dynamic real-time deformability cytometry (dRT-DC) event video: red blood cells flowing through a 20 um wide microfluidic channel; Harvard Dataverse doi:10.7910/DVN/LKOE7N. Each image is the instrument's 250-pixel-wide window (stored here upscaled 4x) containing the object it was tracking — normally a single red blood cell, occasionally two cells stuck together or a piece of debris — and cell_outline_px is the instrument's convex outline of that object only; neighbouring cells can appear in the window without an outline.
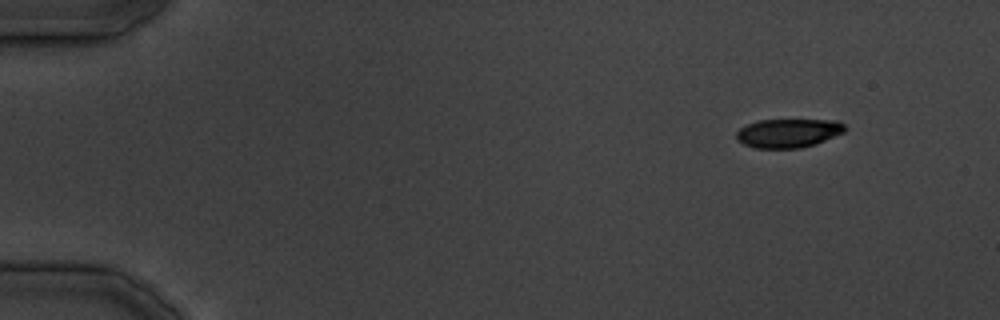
{"species": "common noctule bat (a hibernating species)", "species_latin": "Nyctalus noctula", "temperature_condition": "cold", "stored_images_in_passage": 34, "camera_frame_rate_fps": 3000, "um_per_image_px": 0.085, "animal": {"sex": "male", "body_mass_g": 19.5, "forearm_length_mm": 54.6}, "frame": {"image": 1, "passage_image": 1, "time_ms": 0.0, "image_size_px": [1000, 320], "cell_outline_px": [[848, 128], [844, 132], [816, 144], [800, 148], [756, 148], [744, 144], [736, 140], [736, 132], [740, 128], [756, 120], [840, 120]], "centroid_in_image_um": [67.02, 11.31], "position_along_channel_um": 18.0, "area_um2": 18.38}}
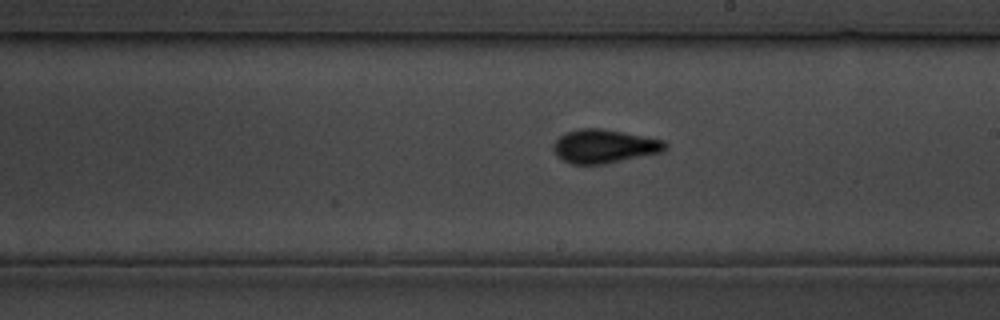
{"frame": {"image": 2, "passage_image": 19, "time_ms": 22.333, "image_size_px": [1000, 320], "cell_outline_px": [[668, 148], [664, 152], [604, 164], [572, 164], [556, 156], [552, 148], [556, 140], [560, 136], [568, 132], [580, 128], [600, 128], [624, 132], [664, 140], [668, 144]], "centroid_in_image_um": [51.4, 12.43], "position_along_channel_um": 237.6, "area_um2": 22.02}}
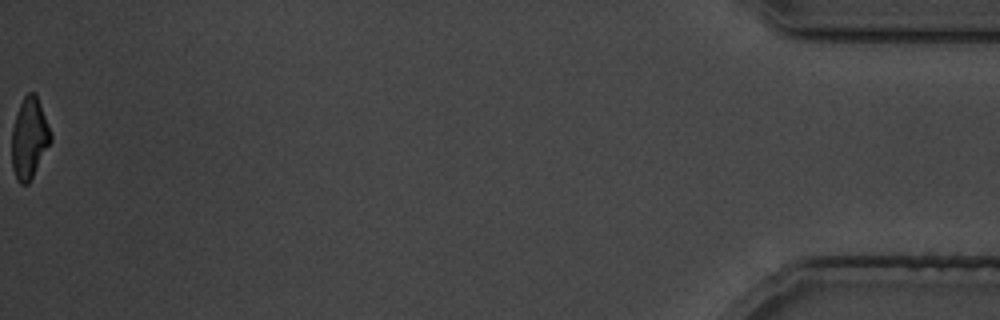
{"frame": {"image": 3, "passage_image": 34, "time_ms": 41.667, "image_size_px": [1000, 320], "cell_outline_px": [[52, 140], [28, 184], [20, 184], [16, 180], [12, 168], [12, 128], [20, 104], [24, 96], [28, 92], [36, 92], [52, 136]], "centroid_in_image_um": [2.48, 11.75], "position_along_channel_um": 432.7, "area_um2": 18.21}}